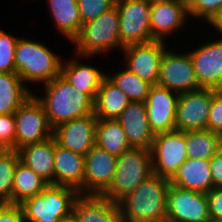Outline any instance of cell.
I'll return each instance as SVG.
<instances>
[{
    "mask_svg": "<svg viewBox=\"0 0 222 222\" xmlns=\"http://www.w3.org/2000/svg\"><path fill=\"white\" fill-rule=\"evenodd\" d=\"M45 95L39 97L52 128L73 119L94 114V101L71 85L62 75L43 84Z\"/></svg>",
    "mask_w": 222,
    "mask_h": 222,
    "instance_id": "cell-1",
    "label": "cell"
},
{
    "mask_svg": "<svg viewBox=\"0 0 222 222\" xmlns=\"http://www.w3.org/2000/svg\"><path fill=\"white\" fill-rule=\"evenodd\" d=\"M170 180L152 174L118 205L123 222H162L167 219V194Z\"/></svg>",
    "mask_w": 222,
    "mask_h": 222,
    "instance_id": "cell-2",
    "label": "cell"
},
{
    "mask_svg": "<svg viewBox=\"0 0 222 222\" xmlns=\"http://www.w3.org/2000/svg\"><path fill=\"white\" fill-rule=\"evenodd\" d=\"M15 73L23 83L50 82L61 75L63 59L42 42L20 38L15 47Z\"/></svg>",
    "mask_w": 222,
    "mask_h": 222,
    "instance_id": "cell-3",
    "label": "cell"
},
{
    "mask_svg": "<svg viewBox=\"0 0 222 222\" xmlns=\"http://www.w3.org/2000/svg\"><path fill=\"white\" fill-rule=\"evenodd\" d=\"M80 193L70 187L48 184L44 190L24 200L20 206L25 222H61L72 217Z\"/></svg>",
    "mask_w": 222,
    "mask_h": 222,
    "instance_id": "cell-4",
    "label": "cell"
},
{
    "mask_svg": "<svg viewBox=\"0 0 222 222\" xmlns=\"http://www.w3.org/2000/svg\"><path fill=\"white\" fill-rule=\"evenodd\" d=\"M152 174L151 151L131 148L117 157L114 177L101 196L118 203Z\"/></svg>",
    "mask_w": 222,
    "mask_h": 222,
    "instance_id": "cell-5",
    "label": "cell"
},
{
    "mask_svg": "<svg viewBox=\"0 0 222 222\" xmlns=\"http://www.w3.org/2000/svg\"><path fill=\"white\" fill-rule=\"evenodd\" d=\"M75 44L77 55L93 58L97 54L119 48L123 50L119 36V14L116 6L101 14L96 19L82 25L77 37L71 42Z\"/></svg>",
    "mask_w": 222,
    "mask_h": 222,
    "instance_id": "cell-6",
    "label": "cell"
},
{
    "mask_svg": "<svg viewBox=\"0 0 222 222\" xmlns=\"http://www.w3.org/2000/svg\"><path fill=\"white\" fill-rule=\"evenodd\" d=\"M151 3V0H116L123 47L154 40L150 29Z\"/></svg>",
    "mask_w": 222,
    "mask_h": 222,
    "instance_id": "cell-7",
    "label": "cell"
},
{
    "mask_svg": "<svg viewBox=\"0 0 222 222\" xmlns=\"http://www.w3.org/2000/svg\"><path fill=\"white\" fill-rule=\"evenodd\" d=\"M16 121L15 150L45 141L53 136L42 104L32 94L14 113Z\"/></svg>",
    "mask_w": 222,
    "mask_h": 222,
    "instance_id": "cell-8",
    "label": "cell"
},
{
    "mask_svg": "<svg viewBox=\"0 0 222 222\" xmlns=\"http://www.w3.org/2000/svg\"><path fill=\"white\" fill-rule=\"evenodd\" d=\"M153 173L171 180L186 161V132L171 131L155 135L151 146Z\"/></svg>",
    "mask_w": 222,
    "mask_h": 222,
    "instance_id": "cell-9",
    "label": "cell"
},
{
    "mask_svg": "<svg viewBox=\"0 0 222 222\" xmlns=\"http://www.w3.org/2000/svg\"><path fill=\"white\" fill-rule=\"evenodd\" d=\"M185 53H175V51H170L169 49L164 52L160 64L158 86L178 94L201 89L190 54L189 52Z\"/></svg>",
    "mask_w": 222,
    "mask_h": 222,
    "instance_id": "cell-10",
    "label": "cell"
},
{
    "mask_svg": "<svg viewBox=\"0 0 222 222\" xmlns=\"http://www.w3.org/2000/svg\"><path fill=\"white\" fill-rule=\"evenodd\" d=\"M167 219L175 222H208L211 217L207 193L182 189L170 183Z\"/></svg>",
    "mask_w": 222,
    "mask_h": 222,
    "instance_id": "cell-11",
    "label": "cell"
},
{
    "mask_svg": "<svg viewBox=\"0 0 222 222\" xmlns=\"http://www.w3.org/2000/svg\"><path fill=\"white\" fill-rule=\"evenodd\" d=\"M165 41L129 45L123 48L126 68L149 84L157 85L160 64L167 50Z\"/></svg>",
    "mask_w": 222,
    "mask_h": 222,
    "instance_id": "cell-12",
    "label": "cell"
},
{
    "mask_svg": "<svg viewBox=\"0 0 222 222\" xmlns=\"http://www.w3.org/2000/svg\"><path fill=\"white\" fill-rule=\"evenodd\" d=\"M212 96V89L179 94L175 118L176 130L182 132L207 130Z\"/></svg>",
    "mask_w": 222,
    "mask_h": 222,
    "instance_id": "cell-13",
    "label": "cell"
},
{
    "mask_svg": "<svg viewBox=\"0 0 222 222\" xmlns=\"http://www.w3.org/2000/svg\"><path fill=\"white\" fill-rule=\"evenodd\" d=\"M178 99L179 94L174 91L158 85L151 86L145 106L150 128L155 135L176 130Z\"/></svg>",
    "mask_w": 222,
    "mask_h": 222,
    "instance_id": "cell-14",
    "label": "cell"
},
{
    "mask_svg": "<svg viewBox=\"0 0 222 222\" xmlns=\"http://www.w3.org/2000/svg\"><path fill=\"white\" fill-rule=\"evenodd\" d=\"M96 123L94 114L73 119L53 128V137L63 148L85 156L96 145Z\"/></svg>",
    "mask_w": 222,
    "mask_h": 222,
    "instance_id": "cell-15",
    "label": "cell"
},
{
    "mask_svg": "<svg viewBox=\"0 0 222 222\" xmlns=\"http://www.w3.org/2000/svg\"><path fill=\"white\" fill-rule=\"evenodd\" d=\"M187 0H152L150 29L154 40L165 41L188 21Z\"/></svg>",
    "mask_w": 222,
    "mask_h": 222,
    "instance_id": "cell-16",
    "label": "cell"
},
{
    "mask_svg": "<svg viewBox=\"0 0 222 222\" xmlns=\"http://www.w3.org/2000/svg\"><path fill=\"white\" fill-rule=\"evenodd\" d=\"M201 89L216 90L222 82V38L189 52Z\"/></svg>",
    "mask_w": 222,
    "mask_h": 222,
    "instance_id": "cell-17",
    "label": "cell"
},
{
    "mask_svg": "<svg viewBox=\"0 0 222 222\" xmlns=\"http://www.w3.org/2000/svg\"><path fill=\"white\" fill-rule=\"evenodd\" d=\"M117 157L94 145L85 155L84 195H101L110 185Z\"/></svg>",
    "mask_w": 222,
    "mask_h": 222,
    "instance_id": "cell-18",
    "label": "cell"
},
{
    "mask_svg": "<svg viewBox=\"0 0 222 222\" xmlns=\"http://www.w3.org/2000/svg\"><path fill=\"white\" fill-rule=\"evenodd\" d=\"M116 120L122 126L131 148L151 149L155 134L149 125L145 102L131 101Z\"/></svg>",
    "mask_w": 222,
    "mask_h": 222,
    "instance_id": "cell-19",
    "label": "cell"
},
{
    "mask_svg": "<svg viewBox=\"0 0 222 222\" xmlns=\"http://www.w3.org/2000/svg\"><path fill=\"white\" fill-rule=\"evenodd\" d=\"M54 185L66 186L84 195L85 156L58 145L54 139Z\"/></svg>",
    "mask_w": 222,
    "mask_h": 222,
    "instance_id": "cell-20",
    "label": "cell"
},
{
    "mask_svg": "<svg viewBox=\"0 0 222 222\" xmlns=\"http://www.w3.org/2000/svg\"><path fill=\"white\" fill-rule=\"evenodd\" d=\"M72 217L76 222H123L118 203L101 195H79L74 202Z\"/></svg>",
    "mask_w": 222,
    "mask_h": 222,
    "instance_id": "cell-21",
    "label": "cell"
},
{
    "mask_svg": "<svg viewBox=\"0 0 222 222\" xmlns=\"http://www.w3.org/2000/svg\"><path fill=\"white\" fill-rule=\"evenodd\" d=\"M75 57L62 62L61 75L75 88L87 94L94 102L102 80L106 77L97 66L83 64Z\"/></svg>",
    "mask_w": 222,
    "mask_h": 222,
    "instance_id": "cell-22",
    "label": "cell"
},
{
    "mask_svg": "<svg viewBox=\"0 0 222 222\" xmlns=\"http://www.w3.org/2000/svg\"><path fill=\"white\" fill-rule=\"evenodd\" d=\"M170 183L182 189L208 193L213 188L210 159L187 158Z\"/></svg>",
    "mask_w": 222,
    "mask_h": 222,
    "instance_id": "cell-23",
    "label": "cell"
},
{
    "mask_svg": "<svg viewBox=\"0 0 222 222\" xmlns=\"http://www.w3.org/2000/svg\"><path fill=\"white\" fill-rule=\"evenodd\" d=\"M20 161L43 178L48 184H54V137L27 144L17 150Z\"/></svg>",
    "mask_w": 222,
    "mask_h": 222,
    "instance_id": "cell-24",
    "label": "cell"
},
{
    "mask_svg": "<svg viewBox=\"0 0 222 222\" xmlns=\"http://www.w3.org/2000/svg\"><path fill=\"white\" fill-rule=\"evenodd\" d=\"M130 102L128 96L105 77L94 102V115L97 119H116Z\"/></svg>",
    "mask_w": 222,
    "mask_h": 222,
    "instance_id": "cell-25",
    "label": "cell"
},
{
    "mask_svg": "<svg viewBox=\"0 0 222 222\" xmlns=\"http://www.w3.org/2000/svg\"><path fill=\"white\" fill-rule=\"evenodd\" d=\"M46 2L58 31L72 42L82 27L77 0H47Z\"/></svg>",
    "mask_w": 222,
    "mask_h": 222,
    "instance_id": "cell-26",
    "label": "cell"
},
{
    "mask_svg": "<svg viewBox=\"0 0 222 222\" xmlns=\"http://www.w3.org/2000/svg\"><path fill=\"white\" fill-rule=\"evenodd\" d=\"M15 72L0 73V115L13 114L33 94Z\"/></svg>",
    "mask_w": 222,
    "mask_h": 222,
    "instance_id": "cell-27",
    "label": "cell"
},
{
    "mask_svg": "<svg viewBox=\"0 0 222 222\" xmlns=\"http://www.w3.org/2000/svg\"><path fill=\"white\" fill-rule=\"evenodd\" d=\"M96 145L116 157L131 149L126 134L116 119H97Z\"/></svg>",
    "mask_w": 222,
    "mask_h": 222,
    "instance_id": "cell-28",
    "label": "cell"
},
{
    "mask_svg": "<svg viewBox=\"0 0 222 222\" xmlns=\"http://www.w3.org/2000/svg\"><path fill=\"white\" fill-rule=\"evenodd\" d=\"M48 183L19 161L12 186V204H21L27 198L40 194Z\"/></svg>",
    "mask_w": 222,
    "mask_h": 222,
    "instance_id": "cell-29",
    "label": "cell"
},
{
    "mask_svg": "<svg viewBox=\"0 0 222 222\" xmlns=\"http://www.w3.org/2000/svg\"><path fill=\"white\" fill-rule=\"evenodd\" d=\"M222 148V135L210 130L186 132L187 157L210 159Z\"/></svg>",
    "mask_w": 222,
    "mask_h": 222,
    "instance_id": "cell-30",
    "label": "cell"
},
{
    "mask_svg": "<svg viewBox=\"0 0 222 222\" xmlns=\"http://www.w3.org/2000/svg\"><path fill=\"white\" fill-rule=\"evenodd\" d=\"M106 77L120 88L130 101L145 102L152 86L127 68L112 75L106 73Z\"/></svg>",
    "mask_w": 222,
    "mask_h": 222,
    "instance_id": "cell-31",
    "label": "cell"
},
{
    "mask_svg": "<svg viewBox=\"0 0 222 222\" xmlns=\"http://www.w3.org/2000/svg\"><path fill=\"white\" fill-rule=\"evenodd\" d=\"M20 156L16 150H5L0 156V203L12 204V186Z\"/></svg>",
    "mask_w": 222,
    "mask_h": 222,
    "instance_id": "cell-32",
    "label": "cell"
},
{
    "mask_svg": "<svg viewBox=\"0 0 222 222\" xmlns=\"http://www.w3.org/2000/svg\"><path fill=\"white\" fill-rule=\"evenodd\" d=\"M188 15L209 24L222 9V0H187Z\"/></svg>",
    "mask_w": 222,
    "mask_h": 222,
    "instance_id": "cell-33",
    "label": "cell"
},
{
    "mask_svg": "<svg viewBox=\"0 0 222 222\" xmlns=\"http://www.w3.org/2000/svg\"><path fill=\"white\" fill-rule=\"evenodd\" d=\"M19 37L0 29V73L15 72V47Z\"/></svg>",
    "mask_w": 222,
    "mask_h": 222,
    "instance_id": "cell-34",
    "label": "cell"
},
{
    "mask_svg": "<svg viewBox=\"0 0 222 222\" xmlns=\"http://www.w3.org/2000/svg\"><path fill=\"white\" fill-rule=\"evenodd\" d=\"M116 0H77L82 25L115 7Z\"/></svg>",
    "mask_w": 222,
    "mask_h": 222,
    "instance_id": "cell-35",
    "label": "cell"
},
{
    "mask_svg": "<svg viewBox=\"0 0 222 222\" xmlns=\"http://www.w3.org/2000/svg\"><path fill=\"white\" fill-rule=\"evenodd\" d=\"M16 121L13 114L0 115V145L5 150H15Z\"/></svg>",
    "mask_w": 222,
    "mask_h": 222,
    "instance_id": "cell-36",
    "label": "cell"
},
{
    "mask_svg": "<svg viewBox=\"0 0 222 222\" xmlns=\"http://www.w3.org/2000/svg\"><path fill=\"white\" fill-rule=\"evenodd\" d=\"M207 130L222 135V96L216 90H213Z\"/></svg>",
    "mask_w": 222,
    "mask_h": 222,
    "instance_id": "cell-37",
    "label": "cell"
},
{
    "mask_svg": "<svg viewBox=\"0 0 222 222\" xmlns=\"http://www.w3.org/2000/svg\"><path fill=\"white\" fill-rule=\"evenodd\" d=\"M207 198L211 220L222 222V187H213Z\"/></svg>",
    "mask_w": 222,
    "mask_h": 222,
    "instance_id": "cell-38",
    "label": "cell"
},
{
    "mask_svg": "<svg viewBox=\"0 0 222 222\" xmlns=\"http://www.w3.org/2000/svg\"><path fill=\"white\" fill-rule=\"evenodd\" d=\"M0 222H25L20 204L0 203Z\"/></svg>",
    "mask_w": 222,
    "mask_h": 222,
    "instance_id": "cell-39",
    "label": "cell"
},
{
    "mask_svg": "<svg viewBox=\"0 0 222 222\" xmlns=\"http://www.w3.org/2000/svg\"><path fill=\"white\" fill-rule=\"evenodd\" d=\"M213 187H222V148L210 158Z\"/></svg>",
    "mask_w": 222,
    "mask_h": 222,
    "instance_id": "cell-40",
    "label": "cell"
},
{
    "mask_svg": "<svg viewBox=\"0 0 222 222\" xmlns=\"http://www.w3.org/2000/svg\"><path fill=\"white\" fill-rule=\"evenodd\" d=\"M212 26L217 33L222 34V9L220 12L214 17V19L209 23V26ZM222 38V36H221Z\"/></svg>",
    "mask_w": 222,
    "mask_h": 222,
    "instance_id": "cell-41",
    "label": "cell"
},
{
    "mask_svg": "<svg viewBox=\"0 0 222 222\" xmlns=\"http://www.w3.org/2000/svg\"><path fill=\"white\" fill-rule=\"evenodd\" d=\"M216 92L219 93L222 96V82L219 85V87L216 89Z\"/></svg>",
    "mask_w": 222,
    "mask_h": 222,
    "instance_id": "cell-42",
    "label": "cell"
},
{
    "mask_svg": "<svg viewBox=\"0 0 222 222\" xmlns=\"http://www.w3.org/2000/svg\"><path fill=\"white\" fill-rule=\"evenodd\" d=\"M61 222H76L73 217L62 220Z\"/></svg>",
    "mask_w": 222,
    "mask_h": 222,
    "instance_id": "cell-43",
    "label": "cell"
},
{
    "mask_svg": "<svg viewBox=\"0 0 222 222\" xmlns=\"http://www.w3.org/2000/svg\"><path fill=\"white\" fill-rule=\"evenodd\" d=\"M5 151V149L0 145V156Z\"/></svg>",
    "mask_w": 222,
    "mask_h": 222,
    "instance_id": "cell-44",
    "label": "cell"
},
{
    "mask_svg": "<svg viewBox=\"0 0 222 222\" xmlns=\"http://www.w3.org/2000/svg\"><path fill=\"white\" fill-rule=\"evenodd\" d=\"M162 222H175V221H172V220H169V219H165Z\"/></svg>",
    "mask_w": 222,
    "mask_h": 222,
    "instance_id": "cell-45",
    "label": "cell"
},
{
    "mask_svg": "<svg viewBox=\"0 0 222 222\" xmlns=\"http://www.w3.org/2000/svg\"><path fill=\"white\" fill-rule=\"evenodd\" d=\"M208 222H220V221H215V220H209Z\"/></svg>",
    "mask_w": 222,
    "mask_h": 222,
    "instance_id": "cell-46",
    "label": "cell"
}]
</instances>
